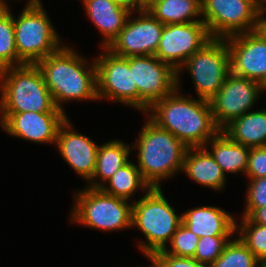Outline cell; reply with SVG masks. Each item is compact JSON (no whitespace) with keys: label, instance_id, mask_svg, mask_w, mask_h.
Here are the masks:
<instances>
[{"label":"cell","instance_id":"6da1fadb","mask_svg":"<svg viewBox=\"0 0 266 267\" xmlns=\"http://www.w3.org/2000/svg\"><path fill=\"white\" fill-rule=\"evenodd\" d=\"M176 89L144 113L187 147H204L221 129L215 124L210 101L191 98Z\"/></svg>","mask_w":266,"mask_h":267},{"label":"cell","instance_id":"7a4b0ae2","mask_svg":"<svg viewBox=\"0 0 266 267\" xmlns=\"http://www.w3.org/2000/svg\"><path fill=\"white\" fill-rule=\"evenodd\" d=\"M36 65L59 110L66 112L63 105L70 101H98L95 59L89 63L72 46L64 44Z\"/></svg>","mask_w":266,"mask_h":267},{"label":"cell","instance_id":"3957f363","mask_svg":"<svg viewBox=\"0 0 266 267\" xmlns=\"http://www.w3.org/2000/svg\"><path fill=\"white\" fill-rule=\"evenodd\" d=\"M132 149H137V167L151 188H162L161 182L182 172L188 147L168 130L148 117Z\"/></svg>","mask_w":266,"mask_h":267},{"label":"cell","instance_id":"277c9868","mask_svg":"<svg viewBox=\"0 0 266 267\" xmlns=\"http://www.w3.org/2000/svg\"><path fill=\"white\" fill-rule=\"evenodd\" d=\"M0 113H65L59 110L36 64L0 70Z\"/></svg>","mask_w":266,"mask_h":267},{"label":"cell","instance_id":"5b68a950","mask_svg":"<svg viewBox=\"0 0 266 267\" xmlns=\"http://www.w3.org/2000/svg\"><path fill=\"white\" fill-rule=\"evenodd\" d=\"M132 228L141 230L145 241L137 242L138 249L147 259L169 246L173 234L182 223V214L175 212L161 188H150L132 202Z\"/></svg>","mask_w":266,"mask_h":267},{"label":"cell","instance_id":"8992f818","mask_svg":"<svg viewBox=\"0 0 266 267\" xmlns=\"http://www.w3.org/2000/svg\"><path fill=\"white\" fill-rule=\"evenodd\" d=\"M73 195L70 224L105 232L132 229L133 203L88 186Z\"/></svg>","mask_w":266,"mask_h":267},{"label":"cell","instance_id":"52a82bcc","mask_svg":"<svg viewBox=\"0 0 266 267\" xmlns=\"http://www.w3.org/2000/svg\"><path fill=\"white\" fill-rule=\"evenodd\" d=\"M15 17L13 14L15 43L18 58L24 64H37L65 44L42 2L25 5Z\"/></svg>","mask_w":266,"mask_h":267},{"label":"cell","instance_id":"ba28073f","mask_svg":"<svg viewBox=\"0 0 266 267\" xmlns=\"http://www.w3.org/2000/svg\"><path fill=\"white\" fill-rule=\"evenodd\" d=\"M188 71L197 98L210 101L223 86L230 73V56L226 39L212 38L195 52L177 71V89H181V73Z\"/></svg>","mask_w":266,"mask_h":267},{"label":"cell","instance_id":"9c48e42d","mask_svg":"<svg viewBox=\"0 0 266 267\" xmlns=\"http://www.w3.org/2000/svg\"><path fill=\"white\" fill-rule=\"evenodd\" d=\"M202 19L211 38L257 29L261 8L252 0H201Z\"/></svg>","mask_w":266,"mask_h":267},{"label":"cell","instance_id":"30bf717a","mask_svg":"<svg viewBox=\"0 0 266 267\" xmlns=\"http://www.w3.org/2000/svg\"><path fill=\"white\" fill-rule=\"evenodd\" d=\"M133 87L138 91V110L146 112L156 101L177 89V71L155 55L129 57Z\"/></svg>","mask_w":266,"mask_h":267},{"label":"cell","instance_id":"8fae6325","mask_svg":"<svg viewBox=\"0 0 266 267\" xmlns=\"http://www.w3.org/2000/svg\"><path fill=\"white\" fill-rule=\"evenodd\" d=\"M95 56L98 101L109 99L138 111V91L133 87L129 57L112 54L106 48Z\"/></svg>","mask_w":266,"mask_h":267},{"label":"cell","instance_id":"7c38bea8","mask_svg":"<svg viewBox=\"0 0 266 267\" xmlns=\"http://www.w3.org/2000/svg\"><path fill=\"white\" fill-rule=\"evenodd\" d=\"M163 27L148 10L132 11L124 28L106 49L123 58L155 55Z\"/></svg>","mask_w":266,"mask_h":267},{"label":"cell","instance_id":"4fadbf2b","mask_svg":"<svg viewBox=\"0 0 266 267\" xmlns=\"http://www.w3.org/2000/svg\"><path fill=\"white\" fill-rule=\"evenodd\" d=\"M264 92L265 88L260 83L230 72L210 100L215 124L222 130L232 120L252 110Z\"/></svg>","mask_w":266,"mask_h":267},{"label":"cell","instance_id":"5bb4252c","mask_svg":"<svg viewBox=\"0 0 266 267\" xmlns=\"http://www.w3.org/2000/svg\"><path fill=\"white\" fill-rule=\"evenodd\" d=\"M211 39L204 22L164 25L155 56L178 71Z\"/></svg>","mask_w":266,"mask_h":267},{"label":"cell","instance_id":"9a60e30c","mask_svg":"<svg viewBox=\"0 0 266 267\" xmlns=\"http://www.w3.org/2000/svg\"><path fill=\"white\" fill-rule=\"evenodd\" d=\"M226 39L230 72L266 87V38L253 30Z\"/></svg>","mask_w":266,"mask_h":267},{"label":"cell","instance_id":"2e32d148","mask_svg":"<svg viewBox=\"0 0 266 267\" xmlns=\"http://www.w3.org/2000/svg\"><path fill=\"white\" fill-rule=\"evenodd\" d=\"M67 113H0L1 128L8 135L39 143H56L60 126L69 118Z\"/></svg>","mask_w":266,"mask_h":267},{"label":"cell","instance_id":"e0dca14e","mask_svg":"<svg viewBox=\"0 0 266 267\" xmlns=\"http://www.w3.org/2000/svg\"><path fill=\"white\" fill-rule=\"evenodd\" d=\"M73 127L67 118L59 128L55 147L74 172L88 182L95 171L99 145Z\"/></svg>","mask_w":266,"mask_h":267},{"label":"cell","instance_id":"ac0fdd59","mask_svg":"<svg viewBox=\"0 0 266 267\" xmlns=\"http://www.w3.org/2000/svg\"><path fill=\"white\" fill-rule=\"evenodd\" d=\"M182 223L198 237L234 236L236 224L234 215L217 206H198L182 213Z\"/></svg>","mask_w":266,"mask_h":267},{"label":"cell","instance_id":"d6986e66","mask_svg":"<svg viewBox=\"0 0 266 267\" xmlns=\"http://www.w3.org/2000/svg\"><path fill=\"white\" fill-rule=\"evenodd\" d=\"M86 15L103 36L101 47L107 48L118 36L132 10L113 0H82Z\"/></svg>","mask_w":266,"mask_h":267},{"label":"cell","instance_id":"ffe728a7","mask_svg":"<svg viewBox=\"0 0 266 267\" xmlns=\"http://www.w3.org/2000/svg\"><path fill=\"white\" fill-rule=\"evenodd\" d=\"M182 171L192 181L212 190L226 187L227 176L205 147H188Z\"/></svg>","mask_w":266,"mask_h":267},{"label":"cell","instance_id":"44dd1931","mask_svg":"<svg viewBox=\"0 0 266 267\" xmlns=\"http://www.w3.org/2000/svg\"><path fill=\"white\" fill-rule=\"evenodd\" d=\"M214 157L225 176L246 174L250 148L232 141L222 130L204 146ZM210 147V149H208Z\"/></svg>","mask_w":266,"mask_h":267},{"label":"cell","instance_id":"7402d4cb","mask_svg":"<svg viewBox=\"0 0 266 267\" xmlns=\"http://www.w3.org/2000/svg\"><path fill=\"white\" fill-rule=\"evenodd\" d=\"M132 145L118 139L109 140L99 145L96 166L87 186L100 188L114 173L129 161Z\"/></svg>","mask_w":266,"mask_h":267},{"label":"cell","instance_id":"603a6c76","mask_svg":"<svg viewBox=\"0 0 266 267\" xmlns=\"http://www.w3.org/2000/svg\"><path fill=\"white\" fill-rule=\"evenodd\" d=\"M222 131L232 141L246 147L266 146V109L249 111L232 120Z\"/></svg>","mask_w":266,"mask_h":267},{"label":"cell","instance_id":"cb8c5ba5","mask_svg":"<svg viewBox=\"0 0 266 267\" xmlns=\"http://www.w3.org/2000/svg\"><path fill=\"white\" fill-rule=\"evenodd\" d=\"M147 10L164 25L203 22L201 0H159Z\"/></svg>","mask_w":266,"mask_h":267},{"label":"cell","instance_id":"d4e9b609","mask_svg":"<svg viewBox=\"0 0 266 267\" xmlns=\"http://www.w3.org/2000/svg\"><path fill=\"white\" fill-rule=\"evenodd\" d=\"M151 187L142 178L137 165L129 160L124 166L118 169L100 189L115 197L130 201L135 192L143 190L147 192ZM138 190V191H137Z\"/></svg>","mask_w":266,"mask_h":267},{"label":"cell","instance_id":"484cf974","mask_svg":"<svg viewBox=\"0 0 266 267\" xmlns=\"http://www.w3.org/2000/svg\"><path fill=\"white\" fill-rule=\"evenodd\" d=\"M9 7H0V70L24 64L18 58L14 36L13 14Z\"/></svg>","mask_w":266,"mask_h":267},{"label":"cell","instance_id":"4316f807","mask_svg":"<svg viewBox=\"0 0 266 267\" xmlns=\"http://www.w3.org/2000/svg\"><path fill=\"white\" fill-rule=\"evenodd\" d=\"M209 267H262V263L237 236L226 244L221 256Z\"/></svg>","mask_w":266,"mask_h":267},{"label":"cell","instance_id":"83f0119b","mask_svg":"<svg viewBox=\"0 0 266 267\" xmlns=\"http://www.w3.org/2000/svg\"><path fill=\"white\" fill-rule=\"evenodd\" d=\"M240 219L236 224V234L263 264L266 261V226L253 223L248 217Z\"/></svg>","mask_w":266,"mask_h":267},{"label":"cell","instance_id":"f1b7e54d","mask_svg":"<svg viewBox=\"0 0 266 267\" xmlns=\"http://www.w3.org/2000/svg\"><path fill=\"white\" fill-rule=\"evenodd\" d=\"M198 242V235L181 223L169 242L170 246L165 247L163 251L178 257L193 258Z\"/></svg>","mask_w":266,"mask_h":267},{"label":"cell","instance_id":"f546056e","mask_svg":"<svg viewBox=\"0 0 266 267\" xmlns=\"http://www.w3.org/2000/svg\"><path fill=\"white\" fill-rule=\"evenodd\" d=\"M231 239L232 236L200 237L193 258L199 263L209 267L219 256H221L224 247Z\"/></svg>","mask_w":266,"mask_h":267},{"label":"cell","instance_id":"4dcf8cb0","mask_svg":"<svg viewBox=\"0 0 266 267\" xmlns=\"http://www.w3.org/2000/svg\"><path fill=\"white\" fill-rule=\"evenodd\" d=\"M246 186V203L241 217H248L255 209L266 206V177L251 179Z\"/></svg>","mask_w":266,"mask_h":267},{"label":"cell","instance_id":"1f68e13d","mask_svg":"<svg viewBox=\"0 0 266 267\" xmlns=\"http://www.w3.org/2000/svg\"><path fill=\"white\" fill-rule=\"evenodd\" d=\"M151 267H208L192 257H178L166 254L163 250L156 252L150 259Z\"/></svg>","mask_w":266,"mask_h":267},{"label":"cell","instance_id":"d6a6232c","mask_svg":"<svg viewBox=\"0 0 266 267\" xmlns=\"http://www.w3.org/2000/svg\"><path fill=\"white\" fill-rule=\"evenodd\" d=\"M245 175L248 180L266 177V146L250 148Z\"/></svg>","mask_w":266,"mask_h":267},{"label":"cell","instance_id":"836d02e7","mask_svg":"<svg viewBox=\"0 0 266 267\" xmlns=\"http://www.w3.org/2000/svg\"><path fill=\"white\" fill-rule=\"evenodd\" d=\"M248 218L256 224L266 226V206L262 208L255 209Z\"/></svg>","mask_w":266,"mask_h":267},{"label":"cell","instance_id":"e575fe53","mask_svg":"<svg viewBox=\"0 0 266 267\" xmlns=\"http://www.w3.org/2000/svg\"><path fill=\"white\" fill-rule=\"evenodd\" d=\"M257 30L266 38V8L262 9L258 18Z\"/></svg>","mask_w":266,"mask_h":267},{"label":"cell","instance_id":"d590c367","mask_svg":"<svg viewBox=\"0 0 266 267\" xmlns=\"http://www.w3.org/2000/svg\"><path fill=\"white\" fill-rule=\"evenodd\" d=\"M113 1L129 8L132 11L140 10V0H113Z\"/></svg>","mask_w":266,"mask_h":267},{"label":"cell","instance_id":"8d00e7d4","mask_svg":"<svg viewBox=\"0 0 266 267\" xmlns=\"http://www.w3.org/2000/svg\"><path fill=\"white\" fill-rule=\"evenodd\" d=\"M156 1H159V0H140V10H147Z\"/></svg>","mask_w":266,"mask_h":267},{"label":"cell","instance_id":"74e56055","mask_svg":"<svg viewBox=\"0 0 266 267\" xmlns=\"http://www.w3.org/2000/svg\"><path fill=\"white\" fill-rule=\"evenodd\" d=\"M7 2H8L7 0H0V3L3 6H9V4ZM26 2H27V3H25L26 5H32V4L41 3L42 0H27Z\"/></svg>","mask_w":266,"mask_h":267},{"label":"cell","instance_id":"f35d334b","mask_svg":"<svg viewBox=\"0 0 266 267\" xmlns=\"http://www.w3.org/2000/svg\"><path fill=\"white\" fill-rule=\"evenodd\" d=\"M254 1L261 9L266 8V0H252Z\"/></svg>","mask_w":266,"mask_h":267},{"label":"cell","instance_id":"ab89813d","mask_svg":"<svg viewBox=\"0 0 266 267\" xmlns=\"http://www.w3.org/2000/svg\"><path fill=\"white\" fill-rule=\"evenodd\" d=\"M262 267H266V261L262 264Z\"/></svg>","mask_w":266,"mask_h":267}]
</instances>
